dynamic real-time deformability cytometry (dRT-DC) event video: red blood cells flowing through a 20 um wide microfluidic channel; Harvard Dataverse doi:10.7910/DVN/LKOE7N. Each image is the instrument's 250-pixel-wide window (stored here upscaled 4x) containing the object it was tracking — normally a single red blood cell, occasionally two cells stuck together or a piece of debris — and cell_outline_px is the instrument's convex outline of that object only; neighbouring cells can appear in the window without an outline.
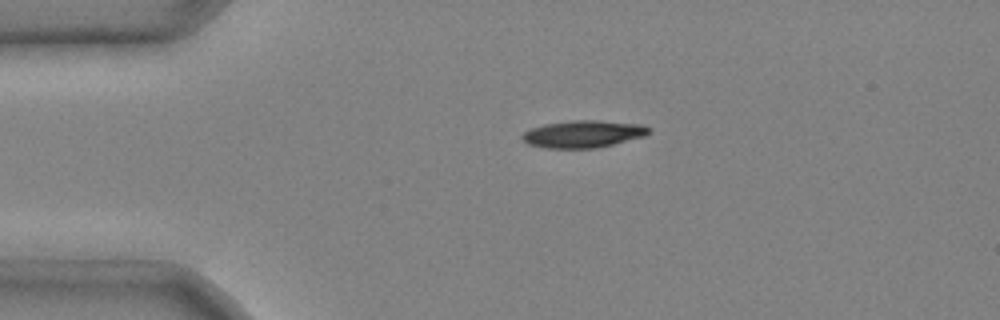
{"species": "common noctule bat (a hibernating species)", "species_latin": "Nyctalus noctula", "temperature_condition": "cold", "stored_images_in_passage": 5, "camera_frame_rate_fps": 3000, "um_per_image_px": 0.085, "animal": {"sex": "male", "body_mass_g": 20.4}, "frame": {"image": 1, "passage_image": 5, "time_ms": 1.333, "image_size_px": [1000, 320], "cell_outline_px": [[652, 132], [644, 136], [596, 148], [544, 148], [528, 144], [520, 136], [524, 132], [532, 128], [544, 124], [572, 120], [600, 120], [640, 124], [652, 128]], "centroid_in_image_um": [49.58, 11.38], "position_along_channel_um": 35.4, "area_um2": 20.11}}